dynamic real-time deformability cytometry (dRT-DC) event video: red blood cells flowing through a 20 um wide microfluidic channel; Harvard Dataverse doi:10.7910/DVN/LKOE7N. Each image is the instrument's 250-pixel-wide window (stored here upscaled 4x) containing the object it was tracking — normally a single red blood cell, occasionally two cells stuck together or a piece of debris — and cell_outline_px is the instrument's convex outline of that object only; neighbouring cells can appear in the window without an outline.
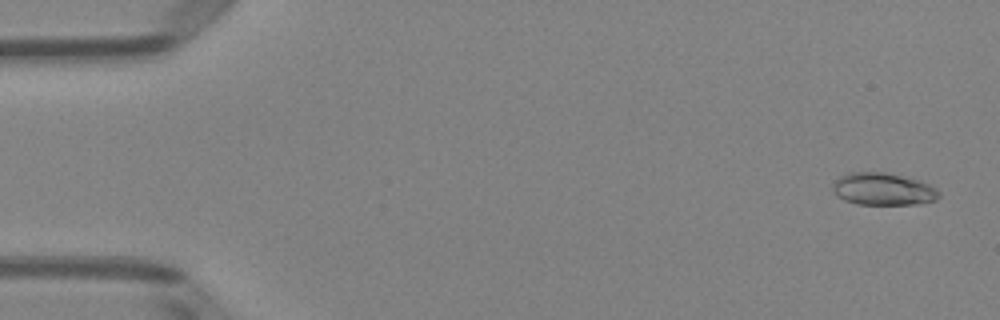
{"species": "Egyptian fruit bat (a non-hibernating species)", "species_latin": "Rousettus aegyptiacus", "temperature_condition": "room temperature", "stored_images_in_passage": 51, "camera_frame_rate_fps": 3000, "um_per_image_px": 0.085, "animal": {"sex": "female"}, "frame": {"image": 1, "passage_image": 2, "time_ms": 0.333, "image_size_px": [1000, 320], "cell_outline_px": [[940, 196], [936, 200], [916, 204], [856, 204], [844, 200], [832, 188], [832, 184], [840, 176], [848, 172], [884, 172], [916, 180], [928, 184], [936, 188], [940, 192]], "centroid_in_image_um": [75.06, 16.07], "position_along_channel_um": 9.9, "area_um2": 19.77}}
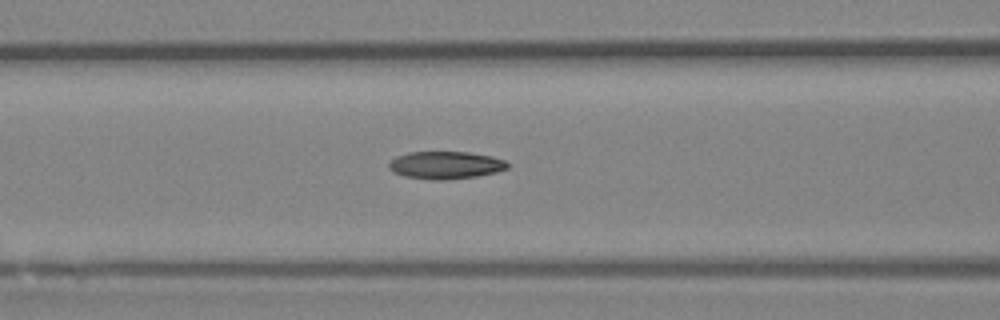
{"frame": {"image": 2, "passage_image": 21, "time_ms": 6.667, "image_size_px": [1000, 320], "cell_outline_px": [[512, 164], [508, 168], [496, 172], [476, 176], [448, 180], [432, 180], [404, 176], [392, 172], [388, 168], [388, 164], [396, 156], [408, 152], [468, 152], [492, 156], [504, 160]], "centroid_in_image_um": [37.88, 14.04], "position_along_channel_um": 128.7, "area_um2": 19.25}}
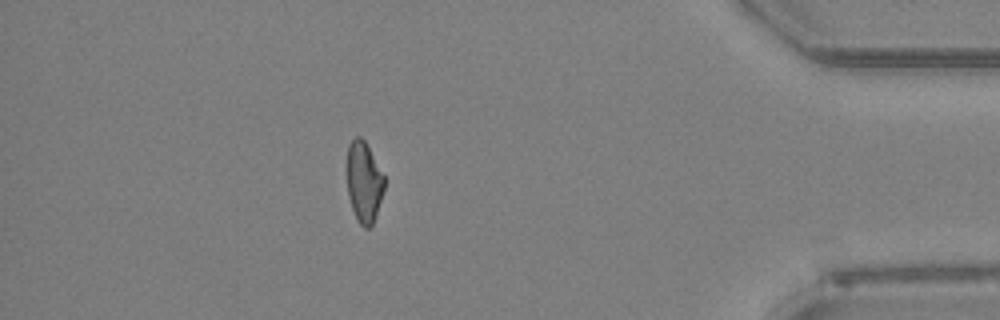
{"frame": {"image": 3, "passage_image": 45, "time_ms": 14.667, "image_size_px": [1000, 320], "cell_outline_px": [[384, 188], [376, 216], [372, 224], [368, 228], [364, 228], [360, 224], [352, 208], [348, 196], [348, 144], [356, 136], [360, 136], [364, 140], [384, 176]], "centroid_in_image_um": [30.94, 15.48], "position_along_channel_um": 404.3, "area_um2": 17.17}, "authors_computed_cell_mechanics": {"area_um2": 18.8428, "velocity_mm_per_s": 3.9959, "shape_relaxation_time_tau1_ms": 5.5569, "shape_relaxation_time_tau2_ms": 2.2316, "deformation_change_tau1": 0.1794, "deformation_change_tau2": 0.0922}}